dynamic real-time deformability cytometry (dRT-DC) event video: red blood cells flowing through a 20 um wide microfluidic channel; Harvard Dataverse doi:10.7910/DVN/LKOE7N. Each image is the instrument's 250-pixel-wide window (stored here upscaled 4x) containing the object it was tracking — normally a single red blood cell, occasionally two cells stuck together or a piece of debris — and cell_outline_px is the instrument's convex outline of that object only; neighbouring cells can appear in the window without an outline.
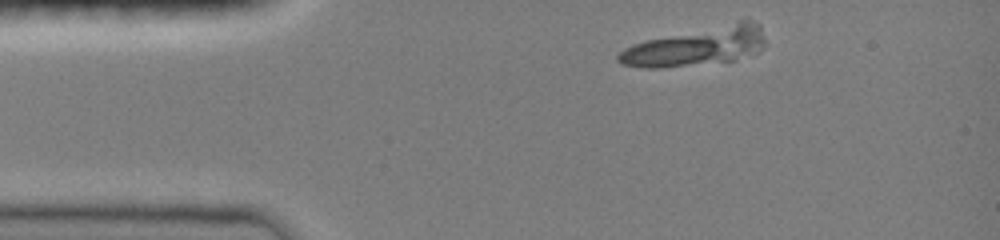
{"species": "common noctule bat (a hibernating species)", "species_latin": "Nyctalus noctula", "temperature_condition": "room temperature", "stored_images_in_passage": 20, "segment_of_instrument_passage": [1, 2], "camera_frame_rate_fps": 3000, "um_per_image_px": 0.085, "animal": {"sex": "female", "body_mass_g": 19.0, "forearm_length_mm": 51.5}, "frame": {"image": 1, "passage_image": 1, "time_ms": 0.0, "image_size_px": [1000, 240], "cell_outline_px": [[764, 48], [756, 52], [736, 60], [660, 68], [644, 68], [620, 64], [616, 60], [616, 56], [624, 48], [632, 44], [744, 16], [748, 16], [760, 24], [764, 40]], "centroid_in_image_um": [59.27, 3.88], "position_along_channel_um": 25.7, "area_um2": 34.16}}